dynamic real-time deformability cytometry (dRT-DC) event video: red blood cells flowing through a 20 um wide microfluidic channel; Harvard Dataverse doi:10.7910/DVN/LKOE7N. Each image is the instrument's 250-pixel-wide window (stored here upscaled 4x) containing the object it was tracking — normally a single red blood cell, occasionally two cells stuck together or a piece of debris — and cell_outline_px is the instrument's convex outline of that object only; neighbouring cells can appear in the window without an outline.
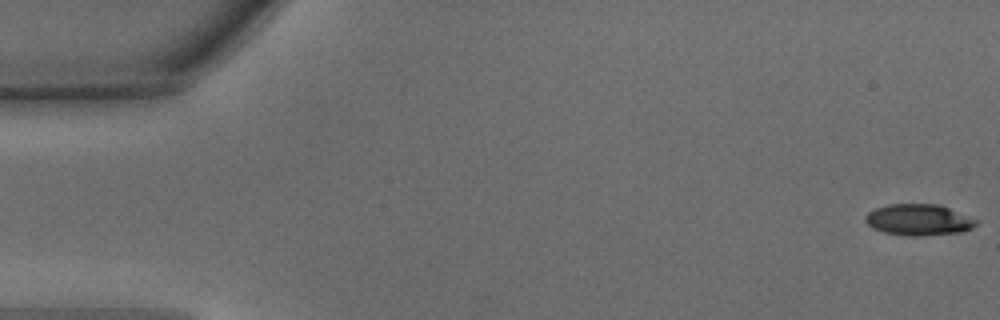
{"species": "common noctule bat (a hibernating species)", "species_latin": "Nyctalus noctula", "temperature_condition": "warm", "stored_images_in_passage": 47, "camera_frame_rate_fps": 3000, "um_per_image_px": 0.085, "animal": {"sex": "male", "body_mass_g": 15.6}, "frame": {"image": 1, "passage_image": 1, "time_ms": 0.0, "image_size_px": [1000, 320], "cell_outline_px": [[980, 220], [972, 228], [964, 232], [920, 236], [904, 236], [884, 232], [872, 228], [864, 220], [864, 216], [868, 212], [876, 208], [888, 204], [940, 204]], "centroid_in_image_um": [78.11, 18.69], "position_along_channel_um": 6.9, "area_um2": 20.52}}
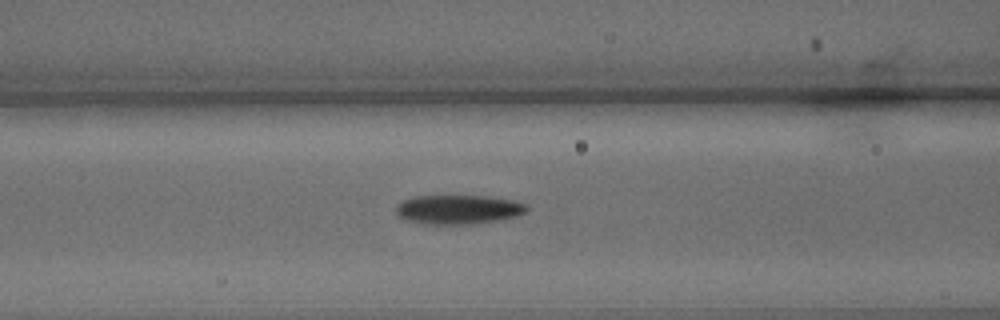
{"frame": {"image": 2, "passage_image": 19, "time_ms": 6.0, "image_size_px": [1000, 320], "cell_outline_px": [[528, 208], [524, 212], [516, 216], [496, 220], [468, 224], [428, 224], [408, 220], [396, 216], [396, 204], [400, 200], [412, 196], [488, 196], [516, 200], [528, 204]], "centroid_in_image_um": [38.92, 17.79], "position_along_channel_um": 127.7, "area_um2": 22.37}}
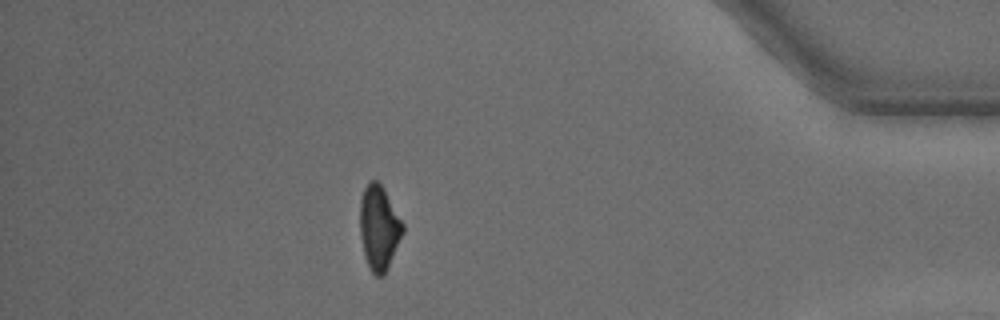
{"frame": {"image": 3, "passage_image": 41, "time_ms": 13.333, "image_size_px": [1000, 320], "cell_outline_px": [[404, 232], [388, 268], [380, 276], [376, 276], [368, 268], [364, 256], [360, 236], [360, 200], [364, 188], [372, 180], [376, 180], [384, 188], [404, 224]], "centroid_in_image_um": [32.21, 19.37], "position_along_channel_um": 403.0, "area_um2": 21.15}, "authors_computed_cell_mechanics": {"area_um2": 21.4438, "velocity_mm_per_s": 4.3647, "shape_relaxation_time_tau1_ms": 2.9667, "shape_relaxation_time_tau2_ms": 6.1706, "deformation_change_tau1": 0.168, "deformation_change_tau2": 0.1411}}